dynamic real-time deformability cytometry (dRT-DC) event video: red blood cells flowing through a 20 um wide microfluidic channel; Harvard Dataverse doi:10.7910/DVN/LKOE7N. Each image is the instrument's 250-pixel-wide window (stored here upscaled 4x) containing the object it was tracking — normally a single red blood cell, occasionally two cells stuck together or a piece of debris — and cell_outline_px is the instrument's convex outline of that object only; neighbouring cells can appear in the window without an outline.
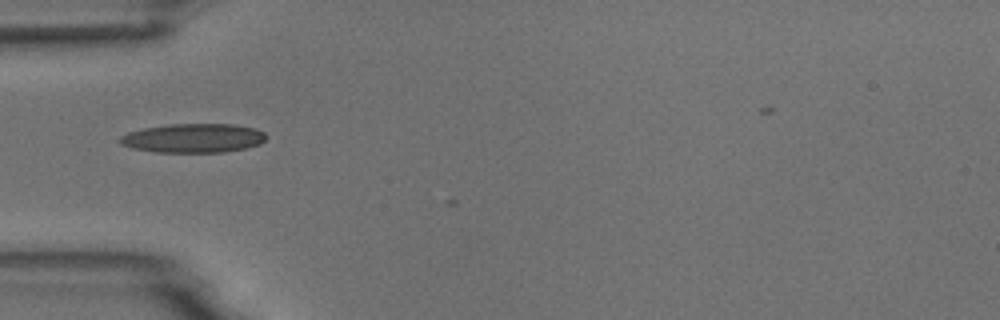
{"species": "common noctule bat (a hibernating species)", "species_latin": "Nyctalus noctula", "temperature_condition": "room temperature", "stored_images_in_passage": 4, "camera_frame_rate_fps": 3000, "um_per_image_px": 0.085, "animal": {"sex": "male", "body_mass_g": 18.8}, "frame": {"image": 1, "passage_image": 1, "time_ms": 0.0, "image_size_px": [1000, 320], "cell_outline_px": [[264, 140], [260, 144], [244, 148], [224, 152], [156, 152], [132, 148], [120, 144], [116, 140], [120, 136], [128, 132], [144, 128], [168, 124], [236, 124], [256, 128], [264, 132]], "centroid_in_image_um": [16.39, 11.73], "position_along_channel_um": 68.6, "area_um2": 24.85}}